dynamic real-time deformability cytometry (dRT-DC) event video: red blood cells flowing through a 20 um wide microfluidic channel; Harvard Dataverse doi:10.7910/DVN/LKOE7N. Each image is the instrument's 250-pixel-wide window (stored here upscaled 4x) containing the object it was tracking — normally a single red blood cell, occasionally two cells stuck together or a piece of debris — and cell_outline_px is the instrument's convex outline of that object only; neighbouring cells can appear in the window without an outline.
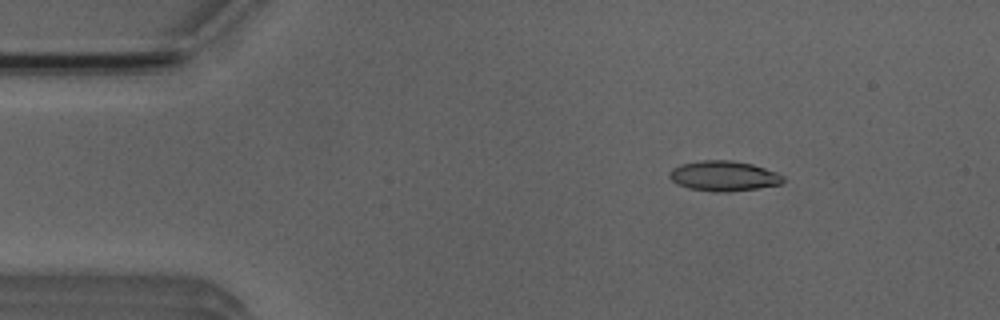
{"species": "Egyptian fruit bat (a non-hibernating species)", "species_latin": "Rousettus aegyptiacus", "temperature_condition": "room temperature", "stored_images_in_passage": 4, "camera_frame_rate_fps": 3000, "um_per_image_px": 0.085, "animal": {"sex": "male"}, "frame": {"image": 1, "passage_image": 2, "time_ms": 1.0, "image_size_px": [1000, 320], "cell_outline_px": [[784, 180], [780, 184], [756, 188], [728, 192], [712, 192], [688, 188], [672, 180], [668, 176], [668, 172], [672, 168], [680, 164], [700, 160], [732, 160], [752, 164], [776, 172], [784, 176]], "centroid_in_image_um": [61.49, 14.95], "position_along_channel_um": 23.5, "area_um2": 20.0}}